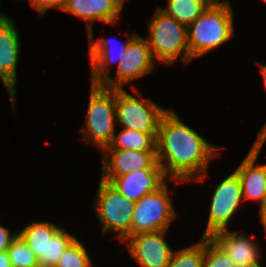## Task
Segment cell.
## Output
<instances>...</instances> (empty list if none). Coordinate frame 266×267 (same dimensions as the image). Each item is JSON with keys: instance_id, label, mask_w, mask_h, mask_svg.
Listing matches in <instances>:
<instances>
[{"instance_id": "1", "label": "cell", "mask_w": 266, "mask_h": 267, "mask_svg": "<svg viewBox=\"0 0 266 267\" xmlns=\"http://www.w3.org/2000/svg\"><path fill=\"white\" fill-rule=\"evenodd\" d=\"M217 150L181 122L173 110H168L161 118L156 137V157L165 176L168 174L170 179L178 183L203 181Z\"/></svg>"}, {"instance_id": "2", "label": "cell", "mask_w": 266, "mask_h": 267, "mask_svg": "<svg viewBox=\"0 0 266 267\" xmlns=\"http://www.w3.org/2000/svg\"><path fill=\"white\" fill-rule=\"evenodd\" d=\"M231 6H210L187 27L190 57L205 55L234 36Z\"/></svg>"}, {"instance_id": "3", "label": "cell", "mask_w": 266, "mask_h": 267, "mask_svg": "<svg viewBox=\"0 0 266 267\" xmlns=\"http://www.w3.org/2000/svg\"><path fill=\"white\" fill-rule=\"evenodd\" d=\"M146 39L154 60L173 63L182 54L184 64L193 60L188 46L187 26L166 15L160 8L149 23Z\"/></svg>"}, {"instance_id": "4", "label": "cell", "mask_w": 266, "mask_h": 267, "mask_svg": "<svg viewBox=\"0 0 266 267\" xmlns=\"http://www.w3.org/2000/svg\"><path fill=\"white\" fill-rule=\"evenodd\" d=\"M91 86L86 128L80 129V132H84L83 137L87 142L95 144L94 146L103 151L115 135V89L105 88L100 84Z\"/></svg>"}, {"instance_id": "5", "label": "cell", "mask_w": 266, "mask_h": 267, "mask_svg": "<svg viewBox=\"0 0 266 267\" xmlns=\"http://www.w3.org/2000/svg\"><path fill=\"white\" fill-rule=\"evenodd\" d=\"M96 196V213L102 223V231L116 233L124 240L131 236V221L135 202L124 197L109 182L100 178Z\"/></svg>"}, {"instance_id": "6", "label": "cell", "mask_w": 266, "mask_h": 267, "mask_svg": "<svg viewBox=\"0 0 266 267\" xmlns=\"http://www.w3.org/2000/svg\"><path fill=\"white\" fill-rule=\"evenodd\" d=\"M167 183L157 191L135 202L131 221V236L167 230L177 215L169 197Z\"/></svg>"}, {"instance_id": "7", "label": "cell", "mask_w": 266, "mask_h": 267, "mask_svg": "<svg viewBox=\"0 0 266 267\" xmlns=\"http://www.w3.org/2000/svg\"><path fill=\"white\" fill-rule=\"evenodd\" d=\"M115 111L117 121L125 129L157 133L160 120L168 110L143 97L140 101L124 89H115Z\"/></svg>"}, {"instance_id": "8", "label": "cell", "mask_w": 266, "mask_h": 267, "mask_svg": "<svg viewBox=\"0 0 266 267\" xmlns=\"http://www.w3.org/2000/svg\"><path fill=\"white\" fill-rule=\"evenodd\" d=\"M212 196L209 219L202 237L210 238L214 233L226 230L228 222L244 201L241 183L235 172L218 185Z\"/></svg>"}, {"instance_id": "9", "label": "cell", "mask_w": 266, "mask_h": 267, "mask_svg": "<svg viewBox=\"0 0 266 267\" xmlns=\"http://www.w3.org/2000/svg\"><path fill=\"white\" fill-rule=\"evenodd\" d=\"M154 61L147 40L137 34L130 41L125 55L117 64L116 78L113 79L109 75L100 85L109 89H123L122 86L126 83L153 71Z\"/></svg>"}, {"instance_id": "10", "label": "cell", "mask_w": 266, "mask_h": 267, "mask_svg": "<svg viewBox=\"0 0 266 267\" xmlns=\"http://www.w3.org/2000/svg\"><path fill=\"white\" fill-rule=\"evenodd\" d=\"M266 141V123L258 133V137L245 159L234 171L241 183L243 199L259 200L260 204L266 196V164L255 165L260 150Z\"/></svg>"}, {"instance_id": "11", "label": "cell", "mask_w": 266, "mask_h": 267, "mask_svg": "<svg viewBox=\"0 0 266 267\" xmlns=\"http://www.w3.org/2000/svg\"><path fill=\"white\" fill-rule=\"evenodd\" d=\"M167 230L140 233L126 237L131 256L141 267H167L173 250L164 237Z\"/></svg>"}, {"instance_id": "12", "label": "cell", "mask_w": 266, "mask_h": 267, "mask_svg": "<svg viewBox=\"0 0 266 267\" xmlns=\"http://www.w3.org/2000/svg\"><path fill=\"white\" fill-rule=\"evenodd\" d=\"M101 179L110 182L114 177L132 172L161 168L156 151H137L127 149H104ZM106 155V156H105Z\"/></svg>"}, {"instance_id": "13", "label": "cell", "mask_w": 266, "mask_h": 267, "mask_svg": "<svg viewBox=\"0 0 266 267\" xmlns=\"http://www.w3.org/2000/svg\"><path fill=\"white\" fill-rule=\"evenodd\" d=\"M20 54V38L10 18L0 21V78L10 94L15 109L17 64Z\"/></svg>"}, {"instance_id": "14", "label": "cell", "mask_w": 266, "mask_h": 267, "mask_svg": "<svg viewBox=\"0 0 266 267\" xmlns=\"http://www.w3.org/2000/svg\"><path fill=\"white\" fill-rule=\"evenodd\" d=\"M162 168H148L114 177L109 183L134 202L161 188L166 181Z\"/></svg>"}, {"instance_id": "15", "label": "cell", "mask_w": 266, "mask_h": 267, "mask_svg": "<svg viewBox=\"0 0 266 267\" xmlns=\"http://www.w3.org/2000/svg\"><path fill=\"white\" fill-rule=\"evenodd\" d=\"M125 0H64L62 11L71 13L87 22L88 32L92 29L90 21L116 24Z\"/></svg>"}, {"instance_id": "16", "label": "cell", "mask_w": 266, "mask_h": 267, "mask_svg": "<svg viewBox=\"0 0 266 267\" xmlns=\"http://www.w3.org/2000/svg\"><path fill=\"white\" fill-rule=\"evenodd\" d=\"M238 267L253 265L260 260V250L251 237L228 229L214 233L210 237Z\"/></svg>"}, {"instance_id": "17", "label": "cell", "mask_w": 266, "mask_h": 267, "mask_svg": "<svg viewBox=\"0 0 266 267\" xmlns=\"http://www.w3.org/2000/svg\"><path fill=\"white\" fill-rule=\"evenodd\" d=\"M136 35V33H133L125 43H121L118 53L114 50L115 48H111V42L108 39L100 38L97 41H94L93 31L90 30L88 32L89 56L92 65L91 84H101L109 76L107 70L108 67L116 61L119 64L122 57L125 55L127 46ZM113 45L115 44H112V47Z\"/></svg>"}, {"instance_id": "18", "label": "cell", "mask_w": 266, "mask_h": 267, "mask_svg": "<svg viewBox=\"0 0 266 267\" xmlns=\"http://www.w3.org/2000/svg\"><path fill=\"white\" fill-rule=\"evenodd\" d=\"M49 222H33L18 231V236L29 246L39 260L40 267H46V247L48 239L60 229Z\"/></svg>"}, {"instance_id": "19", "label": "cell", "mask_w": 266, "mask_h": 267, "mask_svg": "<svg viewBox=\"0 0 266 267\" xmlns=\"http://www.w3.org/2000/svg\"><path fill=\"white\" fill-rule=\"evenodd\" d=\"M157 133H143L123 128L118 136L105 149H127L137 151H156Z\"/></svg>"}, {"instance_id": "20", "label": "cell", "mask_w": 266, "mask_h": 267, "mask_svg": "<svg viewBox=\"0 0 266 267\" xmlns=\"http://www.w3.org/2000/svg\"><path fill=\"white\" fill-rule=\"evenodd\" d=\"M167 5L160 10L187 27L207 8L202 0H167Z\"/></svg>"}, {"instance_id": "21", "label": "cell", "mask_w": 266, "mask_h": 267, "mask_svg": "<svg viewBox=\"0 0 266 267\" xmlns=\"http://www.w3.org/2000/svg\"><path fill=\"white\" fill-rule=\"evenodd\" d=\"M201 242L173 251L167 267H203L204 237Z\"/></svg>"}, {"instance_id": "22", "label": "cell", "mask_w": 266, "mask_h": 267, "mask_svg": "<svg viewBox=\"0 0 266 267\" xmlns=\"http://www.w3.org/2000/svg\"><path fill=\"white\" fill-rule=\"evenodd\" d=\"M55 267H93L86 248L76 238L65 250Z\"/></svg>"}, {"instance_id": "23", "label": "cell", "mask_w": 266, "mask_h": 267, "mask_svg": "<svg viewBox=\"0 0 266 267\" xmlns=\"http://www.w3.org/2000/svg\"><path fill=\"white\" fill-rule=\"evenodd\" d=\"M76 239L60 228L52 238L48 239L46 247V267H55L66 248Z\"/></svg>"}, {"instance_id": "24", "label": "cell", "mask_w": 266, "mask_h": 267, "mask_svg": "<svg viewBox=\"0 0 266 267\" xmlns=\"http://www.w3.org/2000/svg\"><path fill=\"white\" fill-rule=\"evenodd\" d=\"M7 252L12 267H40L37 256L19 236L12 242Z\"/></svg>"}, {"instance_id": "25", "label": "cell", "mask_w": 266, "mask_h": 267, "mask_svg": "<svg viewBox=\"0 0 266 267\" xmlns=\"http://www.w3.org/2000/svg\"><path fill=\"white\" fill-rule=\"evenodd\" d=\"M203 267H238L211 239L204 237Z\"/></svg>"}, {"instance_id": "26", "label": "cell", "mask_w": 266, "mask_h": 267, "mask_svg": "<svg viewBox=\"0 0 266 267\" xmlns=\"http://www.w3.org/2000/svg\"><path fill=\"white\" fill-rule=\"evenodd\" d=\"M31 6H33L40 16H42L49 8L62 9L64 0H29Z\"/></svg>"}, {"instance_id": "27", "label": "cell", "mask_w": 266, "mask_h": 267, "mask_svg": "<svg viewBox=\"0 0 266 267\" xmlns=\"http://www.w3.org/2000/svg\"><path fill=\"white\" fill-rule=\"evenodd\" d=\"M17 237V231L10 234L8 228L0 225V252L6 251Z\"/></svg>"}, {"instance_id": "28", "label": "cell", "mask_w": 266, "mask_h": 267, "mask_svg": "<svg viewBox=\"0 0 266 267\" xmlns=\"http://www.w3.org/2000/svg\"><path fill=\"white\" fill-rule=\"evenodd\" d=\"M259 216L266 231V196L260 204Z\"/></svg>"}, {"instance_id": "29", "label": "cell", "mask_w": 266, "mask_h": 267, "mask_svg": "<svg viewBox=\"0 0 266 267\" xmlns=\"http://www.w3.org/2000/svg\"><path fill=\"white\" fill-rule=\"evenodd\" d=\"M0 267H12L7 250L0 252Z\"/></svg>"}, {"instance_id": "30", "label": "cell", "mask_w": 266, "mask_h": 267, "mask_svg": "<svg viewBox=\"0 0 266 267\" xmlns=\"http://www.w3.org/2000/svg\"><path fill=\"white\" fill-rule=\"evenodd\" d=\"M202 1L207 5V7H210V6H230L228 0L223 1V2L220 0H202Z\"/></svg>"}, {"instance_id": "31", "label": "cell", "mask_w": 266, "mask_h": 267, "mask_svg": "<svg viewBox=\"0 0 266 267\" xmlns=\"http://www.w3.org/2000/svg\"><path fill=\"white\" fill-rule=\"evenodd\" d=\"M261 74L263 75L264 78V84H265V88H266V65H261Z\"/></svg>"}, {"instance_id": "32", "label": "cell", "mask_w": 266, "mask_h": 267, "mask_svg": "<svg viewBox=\"0 0 266 267\" xmlns=\"http://www.w3.org/2000/svg\"><path fill=\"white\" fill-rule=\"evenodd\" d=\"M6 18H8V16L4 13V14H0V21H2V20H4V19H6Z\"/></svg>"}, {"instance_id": "33", "label": "cell", "mask_w": 266, "mask_h": 267, "mask_svg": "<svg viewBox=\"0 0 266 267\" xmlns=\"http://www.w3.org/2000/svg\"><path fill=\"white\" fill-rule=\"evenodd\" d=\"M245 267H261V265L259 264V262L253 264V265H248V266H245Z\"/></svg>"}]
</instances>
